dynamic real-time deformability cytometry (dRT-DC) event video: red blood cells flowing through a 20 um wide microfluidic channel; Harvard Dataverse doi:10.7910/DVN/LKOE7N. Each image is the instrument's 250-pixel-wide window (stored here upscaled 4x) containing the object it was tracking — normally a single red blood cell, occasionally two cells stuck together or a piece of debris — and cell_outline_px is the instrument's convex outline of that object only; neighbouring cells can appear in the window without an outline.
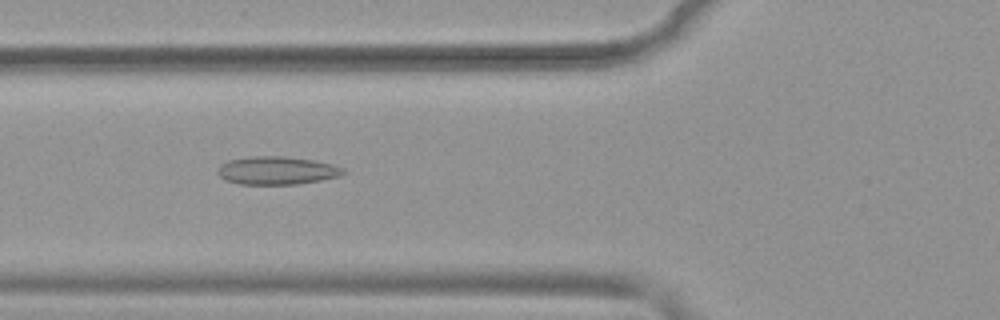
{"species": "common noctule bat (a hibernating species)", "species_latin": "Nyctalus noctula", "temperature_condition": "warm", "stored_images_in_passage": 52, "camera_frame_rate_fps": 3000, "um_per_image_px": 0.085, "animal": {"sex": "female", "body_mass_g": 19.9}, "frame": {"image": 1, "passage_image": 20, "time_ms": 6.333, "image_size_px": [1000, 320], "cell_outline_px": [[348, 172], [340, 176], [320, 180], [296, 184], [240, 184], [224, 180], [216, 172], [216, 168], [220, 164], [228, 160], [248, 156], [284, 156], [312, 160], [332, 164], [344, 168]], "centroid_in_image_um": [23.5, 14.49], "position_along_channel_um": 102.3, "area_um2": 20.75}}
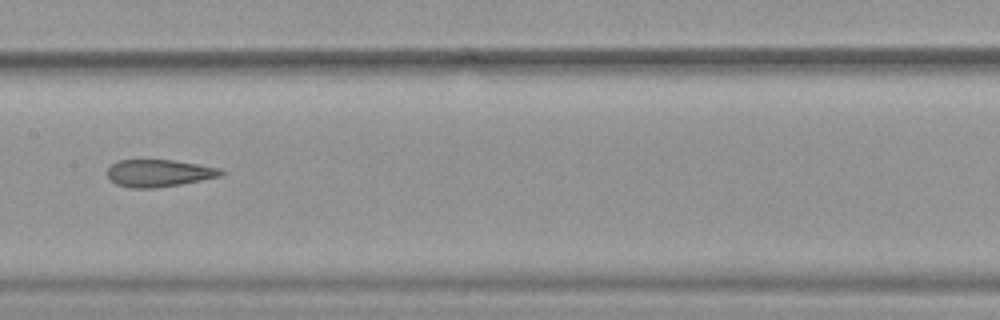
{"frame": {"image": 2, "passage_image": 27, "time_ms": 8.667, "image_size_px": [1000, 320], "cell_outline_px": [[224, 172], [220, 176], [180, 184], [156, 188], [128, 188], [116, 184], [108, 176], [108, 168], [112, 164], [120, 160], [176, 160], [220, 168]], "centroid_in_image_um": [13.5, 14.71], "position_along_channel_um": 193.9, "area_um2": 17.92}}
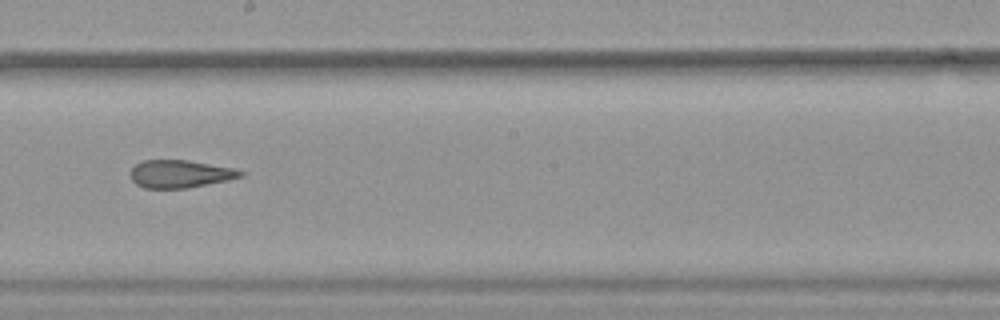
{"frame": {"image": 3, "passage_image": 30, "time_ms": 9.667, "image_size_px": [1000, 320], "cell_outline_px": [[244, 176], [228, 180], [188, 188], [144, 188], [136, 184], [128, 176], [132, 168], [136, 164], [144, 160], [188, 160], [236, 168], [244, 172]], "centroid_in_image_um": [15.31, 14.78], "position_along_channel_um": 232.9, "area_um2": 17.98}, "authors_computed_cell_mechanics": {"area_um2": 20.9525, "velocity_mm_per_s": 3.915, "shape_relaxation_time_tau1_ms": null, "shape_relaxation_time_tau2_ms": 3.1427, "deformation_change_tau1": null, "deformation_change_tau2": 0.1353}}